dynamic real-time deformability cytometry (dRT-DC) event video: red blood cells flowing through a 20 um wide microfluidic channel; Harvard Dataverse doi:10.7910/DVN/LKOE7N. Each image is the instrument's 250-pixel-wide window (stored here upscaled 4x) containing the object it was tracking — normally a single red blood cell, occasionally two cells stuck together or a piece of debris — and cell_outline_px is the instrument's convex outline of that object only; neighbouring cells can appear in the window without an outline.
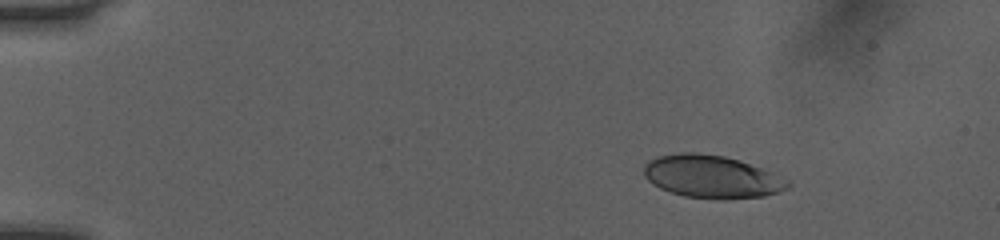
{"species": "human", "species_latin": "Homo sapiens", "temperature_condition": "room temperature", "stored_images_in_passage": 44, "camera_frame_rate_fps": 3000, "um_per_image_px": 0.085, "donor": {"sex": "female"}, "frame": {"image": 1, "passage_image": 1, "time_ms": 0.0, "image_size_px": [1000, 240], "cell_outline_px": [[792, 184], [788, 188], [764, 196], [728, 200], [720, 200], [684, 196], [660, 188], [652, 184], [644, 176], [644, 164], [648, 160], [660, 156], [680, 152], [696, 152], [724, 156], [772, 172], [788, 180]], "centroid_in_image_um": [60.48, 15.03], "position_along_channel_um": 24.5, "area_um2": 35.84}}
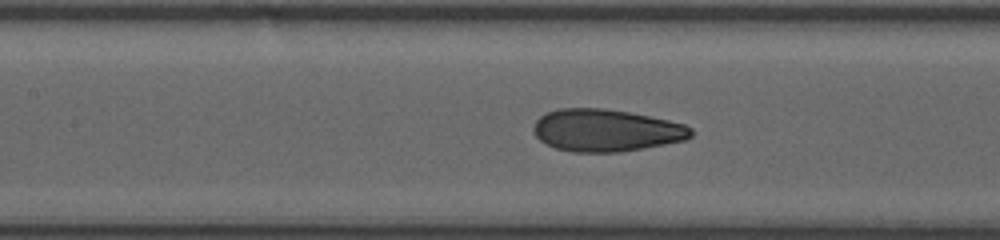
{"frame": {"image": 2, "passage_image": 18, "time_ms": 5.667, "image_size_px": [1000, 240], "cell_outline_px": [[692, 136], [684, 140], [644, 148], [620, 152], [572, 152], [556, 148], [540, 140], [532, 132], [532, 128], [536, 120], [540, 116], [556, 108], [604, 108], [628, 112], [668, 120], [684, 124], [692, 128]], "centroid_in_image_um": [51.49, 11.08], "position_along_channel_um": 155.9, "area_um2": 38.78}}
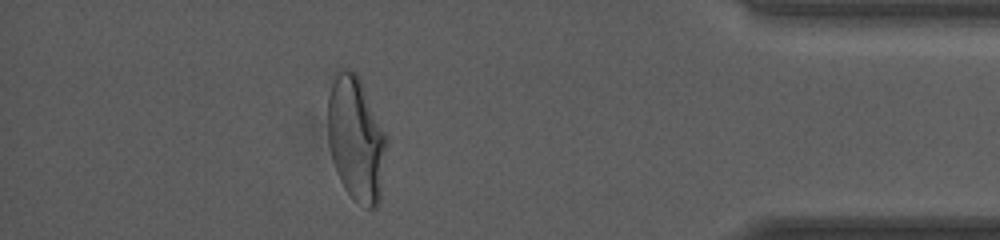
{"frame": {"image": 3, "passage_image": 39, "time_ms": 12.667, "image_size_px": [1000, 240], "cell_outline_px": [[388, 140], [380, 200], [376, 208], [364, 208], [352, 200], [344, 188], [340, 180], [332, 160], [328, 144], [328, 96], [332, 72], [336, 68], [348, 68], [356, 72], [388, 136]], "centroid_in_image_um": [30.26, 11.79], "position_along_channel_um": 404.9, "area_um2": 43.75}, "authors_computed_cell_mechanics": {"area_um2": 38.5237, "velocity_mm_per_s": 4.0816, "shape_relaxation_time_tau1_ms": 5.4863, "shape_relaxation_time_tau2_ms": 0.8764, "deformation_change_tau1": 0.1848, "deformation_change_tau2": 0.0691}}